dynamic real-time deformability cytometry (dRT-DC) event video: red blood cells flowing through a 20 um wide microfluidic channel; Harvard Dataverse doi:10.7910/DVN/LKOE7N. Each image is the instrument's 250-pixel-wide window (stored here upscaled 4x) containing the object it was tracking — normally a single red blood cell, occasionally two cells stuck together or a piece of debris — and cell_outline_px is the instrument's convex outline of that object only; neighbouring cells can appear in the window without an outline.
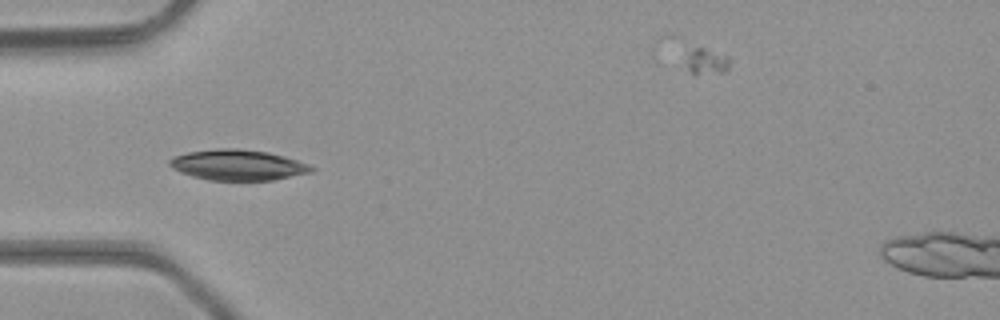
{"species": "common noctule bat (a hibernating species)", "species_latin": "Nyctalus noctula", "temperature_condition": "room temperature", "stored_images_in_passage": 36, "camera_frame_rate_fps": 3000, "um_per_image_px": 0.085, "animal": {"sex": "male", "body_mass_g": 23.1, "forearm_length_mm": 52.7}, "frame": {"image": 1, "passage_image": 3, "time_ms": 0.667, "image_size_px": [1000, 320], "cell_outline_px": [[316, 168], [312, 172], [272, 180], [208, 180], [192, 176], [180, 172], [172, 168], [168, 164], [168, 160], [176, 156], [188, 152], [220, 148], [240, 148], [268, 152], [284, 156], [308, 164]], "centroid_in_image_um": [20.21, 14.02], "position_along_channel_um": 64.8, "area_um2": 25.26}}
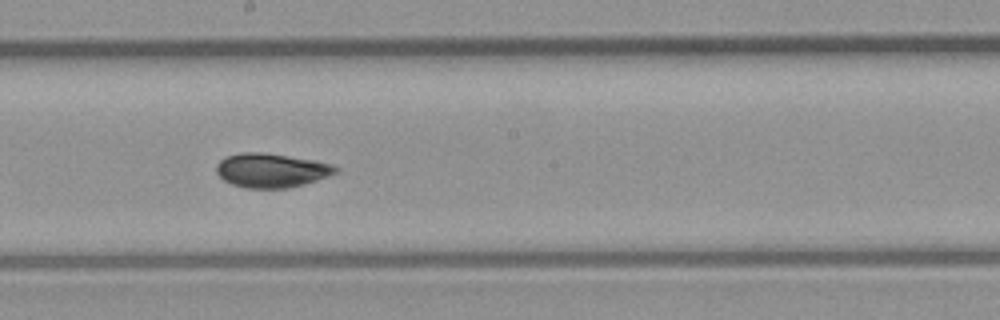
{"frame": {"image": 2, "passage_image": 14, "time_ms": 4.333, "image_size_px": [1000, 320], "cell_outline_px": [[340, 172], [304, 184], [288, 188], [244, 188], [232, 184], [224, 180], [216, 172], [216, 164], [220, 160], [228, 156], [240, 152], [260, 152], [316, 160], [332, 164]], "centroid_in_image_um": [23.06, 14.48], "position_along_channel_um": 225.1, "area_um2": 23.7}}
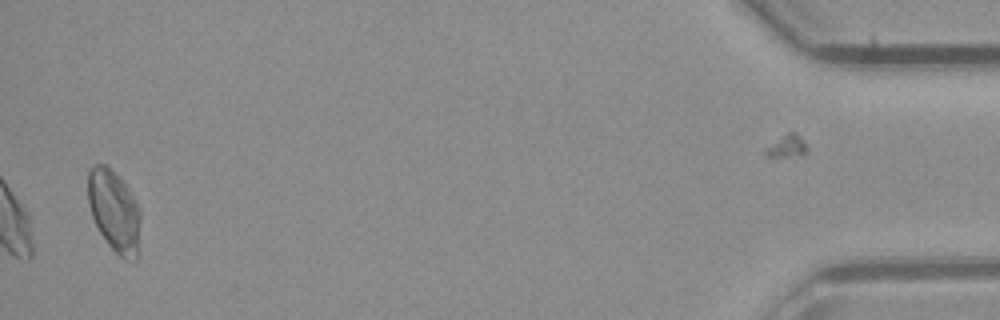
{"frame": {"image": 3, "passage_image": 34, "time_ms": 11.0, "image_size_px": [1000, 320], "cell_outline_px": [[140, 216], [136, 260], [124, 260], [108, 244], [100, 232], [92, 216], [88, 204], [88, 168], [92, 164], [104, 164], [128, 188], [136, 200], [140, 208]], "centroid_in_image_um": [9.69, 17.93], "position_along_channel_um": 425.5, "area_um2": 24.68}, "authors_computed_cell_mechanics": {"area_um2": 23.3223, "velocity_mm_per_s": 4.3755, "shape_relaxation_time_tau1_ms": 4.9473, "shape_relaxation_time_tau2_ms": null, "deformation_change_tau1": 0.1312, "deformation_change_tau2": null}}